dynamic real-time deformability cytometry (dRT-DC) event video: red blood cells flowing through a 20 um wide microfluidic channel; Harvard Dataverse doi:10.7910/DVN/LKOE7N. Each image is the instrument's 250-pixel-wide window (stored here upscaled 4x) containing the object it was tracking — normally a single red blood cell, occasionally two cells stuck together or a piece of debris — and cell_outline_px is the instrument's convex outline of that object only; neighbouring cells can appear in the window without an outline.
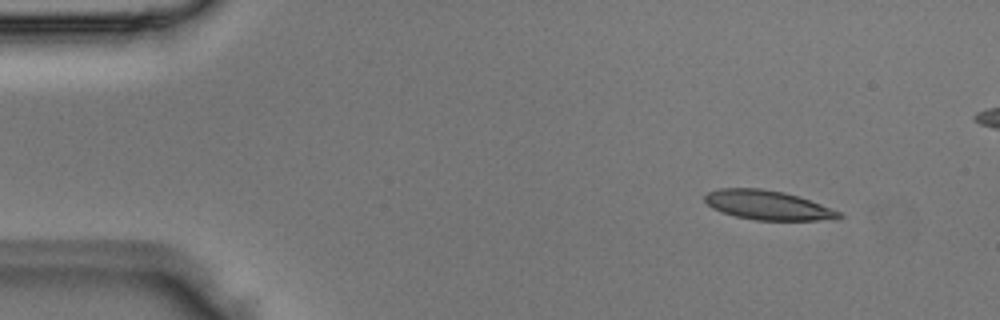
{"species": "Egyptian fruit bat (a non-hibernating species)", "species_latin": "Rousettus aegyptiacus", "temperature_condition": "room temperature", "stored_images_in_passage": 3, "segment_of_instrument_passage": [2, 2], "camera_frame_rate_fps": 3000, "um_per_image_px": 0.085, "animal": {"sex": "male"}, "frame": {"image": 1, "passage_image": 3, "time_ms": 0.667, "image_size_px": [1000, 320], "cell_outline_px": [[844, 216], [840, 220], [756, 220], [736, 216], [712, 208], [704, 200], [704, 196], [708, 192], [720, 188], [760, 188], [784, 192], [820, 204], [840, 212]], "centroid_in_image_um": [65.28, 17.44], "position_along_channel_um": 19.7, "area_um2": 22.77}}